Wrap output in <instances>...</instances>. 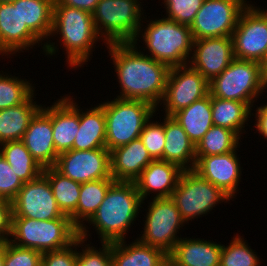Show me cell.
I'll return each mask as SVG.
<instances>
[{
  "mask_svg": "<svg viewBox=\"0 0 267 266\" xmlns=\"http://www.w3.org/2000/svg\"><path fill=\"white\" fill-rule=\"evenodd\" d=\"M209 93V82L189 64L171 67L166 80V88L159 106H163L166 116L188 107Z\"/></svg>",
  "mask_w": 267,
  "mask_h": 266,
  "instance_id": "13",
  "label": "cell"
},
{
  "mask_svg": "<svg viewBox=\"0 0 267 266\" xmlns=\"http://www.w3.org/2000/svg\"><path fill=\"white\" fill-rule=\"evenodd\" d=\"M77 240L69 247L42 253V266H76Z\"/></svg>",
  "mask_w": 267,
  "mask_h": 266,
  "instance_id": "42",
  "label": "cell"
},
{
  "mask_svg": "<svg viewBox=\"0 0 267 266\" xmlns=\"http://www.w3.org/2000/svg\"><path fill=\"white\" fill-rule=\"evenodd\" d=\"M219 155L196 156L194 171L201 177L220 188L231 199L236 198L241 182L242 171L237 150ZM239 188V189H238ZM238 189V190H237Z\"/></svg>",
  "mask_w": 267,
  "mask_h": 266,
  "instance_id": "17",
  "label": "cell"
},
{
  "mask_svg": "<svg viewBox=\"0 0 267 266\" xmlns=\"http://www.w3.org/2000/svg\"><path fill=\"white\" fill-rule=\"evenodd\" d=\"M183 171L175 163L157 159L141 172L134 183L143 201L152 193V198L171 197Z\"/></svg>",
  "mask_w": 267,
  "mask_h": 266,
  "instance_id": "20",
  "label": "cell"
},
{
  "mask_svg": "<svg viewBox=\"0 0 267 266\" xmlns=\"http://www.w3.org/2000/svg\"><path fill=\"white\" fill-rule=\"evenodd\" d=\"M164 132L163 160L175 163L183 170L194 169L196 145L172 116L164 115Z\"/></svg>",
  "mask_w": 267,
  "mask_h": 266,
  "instance_id": "24",
  "label": "cell"
},
{
  "mask_svg": "<svg viewBox=\"0 0 267 266\" xmlns=\"http://www.w3.org/2000/svg\"><path fill=\"white\" fill-rule=\"evenodd\" d=\"M35 96L34 92L22 104L0 110V144L22 140L31 119L42 108L41 104L34 101L37 98Z\"/></svg>",
  "mask_w": 267,
  "mask_h": 266,
  "instance_id": "28",
  "label": "cell"
},
{
  "mask_svg": "<svg viewBox=\"0 0 267 266\" xmlns=\"http://www.w3.org/2000/svg\"><path fill=\"white\" fill-rule=\"evenodd\" d=\"M149 20L146 21L147 25L141 24L132 43L139 50H143V54L166 64L169 68L188 64L194 42L190 27L165 16ZM140 37L145 48L139 45Z\"/></svg>",
  "mask_w": 267,
  "mask_h": 266,
  "instance_id": "4",
  "label": "cell"
},
{
  "mask_svg": "<svg viewBox=\"0 0 267 266\" xmlns=\"http://www.w3.org/2000/svg\"><path fill=\"white\" fill-rule=\"evenodd\" d=\"M12 202L0 199V243L9 240L11 233Z\"/></svg>",
  "mask_w": 267,
  "mask_h": 266,
  "instance_id": "43",
  "label": "cell"
},
{
  "mask_svg": "<svg viewBox=\"0 0 267 266\" xmlns=\"http://www.w3.org/2000/svg\"><path fill=\"white\" fill-rule=\"evenodd\" d=\"M106 47L120 87L116 97L142 100L158 111L170 68L143 54L133 43H110Z\"/></svg>",
  "mask_w": 267,
  "mask_h": 266,
  "instance_id": "1",
  "label": "cell"
},
{
  "mask_svg": "<svg viewBox=\"0 0 267 266\" xmlns=\"http://www.w3.org/2000/svg\"><path fill=\"white\" fill-rule=\"evenodd\" d=\"M261 67H262L263 75H264L265 79L267 80V54H266L264 60L261 62Z\"/></svg>",
  "mask_w": 267,
  "mask_h": 266,
  "instance_id": "47",
  "label": "cell"
},
{
  "mask_svg": "<svg viewBox=\"0 0 267 266\" xmlns=\"http://www.w3.org/2000/svg\"><path fill=\"white\" fill-rule=\"evenodd\" d=\"M219 243L201 237H182L168 258L175 266H220L222 244Z\"/></svg>",
  "mask_w": 267,
  "mask_h": 266,
  "instance_id": "23",
  "label": "cell"
},
{
  "mask_svg": "<svg viewBox=\"0 0 267 266\" xmlns=\"http://www.w3.org/2000/svg\"><path fill=\"white\" fill-rule=\"evenodd\" d=\"M79 238V229L71 218L35 220L11 217V243L41 253L69 247Z\"/></svg>",
  "mask_w": 267,
  "mask_h": 266,
  "instance_id": "5",
  "label": "cell"
},
{
  "mask_svg": "<svg viewBox=\"0 0 267 266\" xmlns=\"http://www.w3.org/2000/svg\"><path fill=\"white\" fill-rule=\"evenodd\" d=\"M80 108L79 106V128L75 136L73 149L92 150L106 148L104 108L100 104L85 110Z\"/></svg>",
  "mask_w": 267,
  "mask_h": 266,
  "instance_id": "26",
  "label": "cell"
},
{
  "mask_svg": "<svg viewBox=\"0 0 267 266\" xmlns=\"http://www.w3.org/2000/svg\"><path fill=\"white\" fill-rule=\"evenodd\" d=\"M112 242V266H159L168 255L160 248L135 239Z\"/></svg>",
  "mask_w": 267,
  "mask_h": 266,
  "instance_id": "27",
  "label": "cell"
},
{
  "mask_svg": "<svg viewBox=\"0 0 267 266\" xmlns=\"http://www.w3.org/2000/svg\"><path fill=\"white\" fill-rule=\"evenodd\" d=\"M234 59L232 37L196 39L188 64L210 82Z\"/></svg>",
  "mask_w": 267,
  "mask_h": 266,
  "instance_id": "18",
  "label": "cell"
},
{
  "mask_svg": "<svg viewBox=\"0 0 267 266\" xmlns=\"http://www.w3.org/2000/svg\"><path fill=\"white\" fill-rule=\"evenodd\" d=\"M143 0H100L92 13L97 33L104 44L132 43L147 20ZM144 11V12H143ZM146 18V19H145ZM145 19V21L143 20Z\"/></svg>",
  "mask_w": 267,
  "mask_h": 266,
  "instance_id": "6",
  "label": "cell"
},
{
  "mask_svg": "<svg viewBox=\"0 0 267 266\" xmlns=\"http://www.w3.org/2000/svg\"><path fill=\"white\" fill-rule=\"evenodd\" d=\"M23 184L8 162L0 154V199L12 202Z\"/></svg>",
  "mask_w": 267,
  "mask_h": 266,
  "instance_id": "41",
  "label": "cell"
},
{
  "mask_svg": "<svg viewBox=\"0 0 267 266\" xmlns=\"http://www.w3.org/2000/svg\"><path fill=\"white\" fill-rule=\"evenodd\" d=\"M54 36L59 38L57 42L60 44V49L62 46L64 48L62 50L66 51L64 54L67 65L74 70L84 67V64L87 65L93 56L92 52L95 51L93 50L95 44L102 40L97 33L92 14L67 5L53 6L52 32L42 51L47 57L59 53L58 43L50 40Z\"/></svg>",
  "mask_w": 267,
  "mask_h": 266,
  "instance_id": "2",
  "label": "cell"
},
{
  "mask_svg": "<svg viewBox=\"0 0 267 266\" xmlns=\"http://www.w3.org/2000/svg\"><path fill=\"white\" fill-rule=\"evenodd\" d=\"M36 45L41 46L42 50H44V43L21 20L20 0L0 3L1 57L4 56L5 58L7 56L8 58L9 56V58H12L10 55L16 56L18 53L24 52V50L33 49Z\"/></svg>",
  "mask_w": 267,
  "mask_h": 266,
  "instance_id": "16",
  "label": "cell"
},
{
  "mask_svg": "<svg viewBox=\"0 0 267 266\" xmlns=\"http://www.w3.org/2000/svg\"><path fill=\"white\" fill-rule=\"evenodd\" d=\"M68 94L51 105L53 141L58 154L73 149V143L79 128V106Z\"/></svg>",
  "mask_w": 267,
  "mask_h": 266,
  "instance_id": "21",
  "label": "cell"
},
{
  "mask_svg": "<svg viewBox=\"0 0 267 266\" xmlns=\"http://www.w3.org/2000/svg\"><path fill=\"white\" fill-rule=\"evenodd\" d=\"M144 203L134 182L115 181L87 223L97 231L99 243L126 240Z\"/></svg>",
  "mask_w": 267,
  "mask_h": 266,
  "instance_id": "3",
  "label": "cell"
},
{
  "mask_svg": "<svg viewBox=\"0 0 267 266\" xmlns=\"http://www.w3.org/2000/svg\"><path fill=\"white\" fill-rule=\"evenodd\" d=\"M43 174L49 180L59 209L64 215L70 216L77 209L81 183L63 176L54 167L44 168Z\"/></svg>",
  "mask_w": 267,
  "mask_h": 266,
  "instance_id": "33",
  "label": "cell"
},
{
  "mask_svg": "<svg viewBox=\"0 0 267 266\" xmlns=\"http://www.w3.org/2000/svg\"><path fill=\"white\" fill-rule=\"evenodd\" d=\"M229 245L222 244L220 266H260L257 252L250 248L243 235L238 233L230 240Z\"/></svg>",
  "mask_w": 267,
  "mask_h": 266,
  "instance_id": "36",
  "label": "cell"
},
{
  "mask_svg": "<svg viewBox=\"0 0 267 266\" xmlns=\"http://www.w3.org/2000/svg\"><path fill=\"white\" fill-rule=\"evenodd\" d=\"M252 112V117L255 118V123L253 127L259 135L263 136L262 138L267 141V103H263V105L260 104V106L256 107V110Z\"/></svg>",
  "mask_w": 267,
  "mask_h": 266,
  "instance_id": "44",
  "label": "cell"
},
{
  "mask_svg": "<svg viewBox=\"0 0 267 266\" xmlns=\"http://www.w3.org/2000/svg\"><path fill=\"white\" fill-rule=\"evenodd\" d=\"M169 19L190 27L204 0H162Z\"/></svg>",
  "mask_w": 267,
  "mask_h": 266,
  "instance_id": "39",
  "label": "cell"
},
{
  "mask_svg": "<svg viewBox=\"0 0 267 266\" xmlns=\"http://www.w3.org/2000/svg\"><path fill=\"white\" fill-rule=\"evenodd\" d=\"M99 104L104 108L109 151L138 139L145 123L156 111L154 106L142 100L114 97Z\"/></svg>",
  "mask_w": 267,
  "mask_h": 266,
  "instance_id": "8",
  "label": "cell"
},
{
  "mask_svg": "<svg viewBox=\"0 0 267 266\" xmlns=\"http://www.w3.org/2000/svg\"><path fill=\"white\" fill-rule=\"evenodd\" d=\"M266 89L267 80L261 63L236 58L209 82V93L212 97L241 101L252 108L259 96H264L263 92H267Z\"/></svg>",
  "mask_w": 267,
  "mask_h": 266,
  "instance_id": "7",
  "label": "cell"
},
{
  "mask_svg": "<svg viewBox=\"0 0 267 266\" xmlns=\"http://www.w3.org/2000/svg\"><path fill=\"white\" fill-rule=\"evenodd\" d=\"M0 154L23 183L32 181L43 173L44 168L33 158L22 140L1 143Z\"/></svg>",
  "mask_w": 267,
  "mask_h": 266,
  "instance_id": "32",
  "label": "cell"
},
{
  "mask_svg": "<svg viewBox=\"0 0 267 266\" xmlns=\"http://www.w3.org/2000/svg\"><path fill=\"white\" fill-rule=\"evenodd\" d=\"M114 182V179H99L81 183L77 209L69 216L72 223L79 229L80 238L88 240L91 237V234H89L90 228L86 223L96 213L108 189Z\"/></svg>",
  "mask_w": 267,
  "mask_h": 266,
  "instance_id": "25",
  "label": "cell"
},
{
  "mask_svg": "<svg viewBox=\"0 0 267 266\" xmlns=\"http://www.w3.org/2000/svg\"><path fill=\"white\" fill-rule=\"evenodd\" d=\"M5 261V242L0 243V266H4Z\"/></svg>",
  "mask_w": 267,
  "mask_h": 266,
  "instance_id": "46",
  "label": "cell"
},
{
  "mask_svg": "<svg viewBox=\"0 0 267 266\" xmlns=\"http://www.w3.org/2000/svg\"><path fill=\"white\" fill-rule=\"evenodd\" d=\"M241 139L234 131L213 125L196 144V156L219 155L234 151L240 145Z\"/></svg>",
  "mask_w": 267,
  "mask_h": 266,
  "instance_id": "34",
  "label": "cell"
},
{
  "mask_svg": "<svg viewBox=\"0 0 267 266\" xmlns=\"http://www.w3.org/2000/svg\"><path fill=\"white\" fill-rule=\"evenodd\" d=\"M85 243L87 240L80 237L77 239L76 266H112V243H101L102 248L99 249L93 246L92 242ZM80 247L81 249H78Z\"/></svg>",
  "mask_w": 267,
  "mask_h": 266,
  "instance_id": "37",
  "label": "cell"
},
{
  "mask_svg": "<svg viewBox=\"0 0 267 266\" xmlns=\"http://www.w3.org/2000/svg\"><path fill=\"white\" fill-rule=\"evenodd\" d=\"M51 105L42 108L31 119L22 141L33 158L43 167H54L58 158L53 141Z\"/></svg>",
  "mask_w": 267,
  "mask_h": 266,
  "instance_id": "19",
  "label": "cell"
},
{
  "mask_svg": "<svg viewBox=\"0 0 267 266\" xmlns=\"http://www.w3.org/2000/svg\"><path fill=\"white\" fill-rule=\"evenodd\" d=\"M14 0H0V3H3V2H13Z\"/></svg>",
  "mask_w": 267,
  "mask_h": 266,
  "instance_id": "49",
  "label": "cell"
},
{
  "mask_svg": "<svg viewBox=\"0 0 267 266\" xmlns=\"http://www.w3.org/2000/svg\"><path fill=\"white\" fill-rule=\"evenodd\" d=\"M231 37L234 58L261 63L267 54V9L248 4Z\"/></svg>",
  "mask_w": 267,
  "mask_h": 266,
  "instance_id": "11",
  "label": "cell"
},
{
  "mask_svg": "<svg viewBox=\"0 0 267 266\" xmlns=\"http://www.w3.org/2000/svg\"><path fill=\"white\" fill-rule=\"evenodd\" d=\"M54 168L63 176L79 183L113 179L110 151L107 148L65 151L58 155Z\"/></svg>",
  "mask_w": 267,
  "mask_h": 266,
  "instance_id": "14",
  "label": "cell"
},
{
  "mask_svg": "<svg viewBox=\"0 0 267 266\" xmlns=\"http://www.w3.org/2000/svg\"><path fill=\"white\" fill-rule=\"evenodd\" d=\"M151 199V200H150ZM144 215V231L137 239L147 245L162 249L167 255L182 238L177 235L186 222L171 197L151 198ZM181 228V229H180Z\"/></svg>",
  "mask_w": 267,
  "mask_h": 266,
  "instance_id": "10",
  "label": "cell"
},
{
  "mask_svg": "<svg viewBox=\"0 0 267 266\" xmlns=\"http://www.w3.org/2000/svg\"><path fill=\"white\" fill-rule=\"evenodd\" d=\"M8 74L0 71V110L18 106L36 92L30 80Z\"/></svg>",
  "mask_w": 267,
  "mask_h": 266,
  "instance_id": "35",
  "label": "cell"
},
{
  "mask_svg": "<svg viewBox=\"0 0 267 266\" xmlns=\"http://www.w3.org/2000/svg\"><path fill=\"white\" fill-rule=\"evenodd\" d=\"M159 266H175L174 263L167 258L164 262H162Z\"/></svg>",
  "mask_w": 267,
  "mask_h": 266,
  "instance_id": "48",
  "label": "cell"
},
{
  "mask_svg": "<svg viewBox=\"0 0 267 266\" xmlns=\"http://www.w3.org/2000/svg\"><path fill=\"white\" fill-rule=\"evenodd\" d=\"M211 110L213 125L228 128L240 138L246 134L244 128L248 126L253 110L248 103L211 96Z\"/></svg>",
  "mask_w": 267,
  "mask_h": 266,
  "instance_id": "30",
  "label": "cell"
},
{
  "mask_svg": "<svg viewBox=\"0 0 267 266\" xmlns=\"http://www.w3.org/2000/svg\"><path fill=\"white\" fill-rule=\"evenodd\" d=\"M54 0H20L23 24L42 42H48L53 27ZM46 41V42H45Z\"/></svg>",
  "mask_w": 267,
  "mask_h": 266,
  "instance_id": "31",
  "label": "cell"
},
{
  "mask_svg": "<svg viewBox=\"0 0 267 266\" xmlns=\"http://www.w3.org/2000/svg\"><path fill=\"white\" fill-rule=\"evenodd\" d=\"M156 112L157 110L145 123L139 138L154 160H163L165 146L164 117L162 122L161 119L160 122L154 121L153 117L156 116Z\"/></svg>",
  "mask_w": 267,
  "mask_h": 266,
  "instance_id": "38",
  "label": "cell"
},
{
  "mask_svg": "<svg viewBox=\"0 0 267 266\" xmlns=\"http://www.w3.org/2000/svg\"><path fill=\"white\" fill-rule=\"evenodd\" d=\"M172 117L181 125L189 139L196 145L210 127L213 126L210 93L174 113Z\"/></svg>",
  "mask_w": 267,
  "mask_h": 266,
  "instance_id": "29",
  "label": "cell"
},
{
  "mask_svg": "<svg viewBox=\"0 0 267 266\" xmlns=\"http://www.w3.org/2000/svg\"><path fill=\"white\" fill-rule=\"evenodd\" d=\"M12 217L44 221L70 218L59 209L49 180L43 173L38 178L23 184L12 201Z\"/></svg>",
  "mask_w": 267,
  "mask_h": 266,
  "instance_id": "15",
  "label": "cell"
},
{
  "mask_svg": "<svg viewBox=\"0 0 267 266\" xmlns=\"http://www.w3.org/2000/svg\"><path fill=\"white\" fill-rule=\"evenodd\" d=\"M100 0H54V5H67L93 13Z\"/></svg>",
  "mask_w": 267,
  "mask_h": 266,
  "instance_id": "45",
  "label": "cell"
},
{
  "mask_svg": "<svg viewBox=\"0 0 267 266\" xmlns=\"http://www.w3.org/2000/svg\"><path fill=\"white\" fill-rule=\"evenodd\" d=\"M247 0H204L190 25L193 40L231 37Z\"/></svg>",
  "mask_w": 267,
  "mask_h": 266,
  "instance_id": "12",
  "label": "cell"
},
{
  "mask_svg": "<svg viewBox=\"0 0 267 266\" xmlns=\"http://www.w3.org/2000/svg\"><path fill=\"white\" fill-rule=\"evenodd\" d=\"M41 258L42 253L37 250L5 242L4 266H39Z\"/></svg>",
  "mask_w": 267,
  "mask_h": 266,
  "instance_id": "40",
  "label": "cell"
},
{
  "mask_svg": "<svg viewBox=\"0 0 267 266\" xmlns=\"http://www.w3.org/2000/svg\"><path fill=\"white\" fill-rule=\"evenodd\" d=\"M153 160L138 138L110 151L111 176L115 181L134 182Z\"/></svg>",
  "mask_w": 267,
  "mask_h": 266,
  "instance_id": "22",
  "label": "cell"
},
{
  "mask_svg": "<svg viewBox=\"0 0 267 266\" xmlns=\"http://www.w3.org/2000/svg\"><path fill=\"white\" fill-rule=\"evenodd\" d=\"M171 198L188 225L192 219L208 215L218 204L232 200L193 169L182 172Z\"/></svg>",
  "mask_w": 267,
  "mask_h": 266,
  "instance_id": "9",
  "label": "cell"
}]
</instances>
